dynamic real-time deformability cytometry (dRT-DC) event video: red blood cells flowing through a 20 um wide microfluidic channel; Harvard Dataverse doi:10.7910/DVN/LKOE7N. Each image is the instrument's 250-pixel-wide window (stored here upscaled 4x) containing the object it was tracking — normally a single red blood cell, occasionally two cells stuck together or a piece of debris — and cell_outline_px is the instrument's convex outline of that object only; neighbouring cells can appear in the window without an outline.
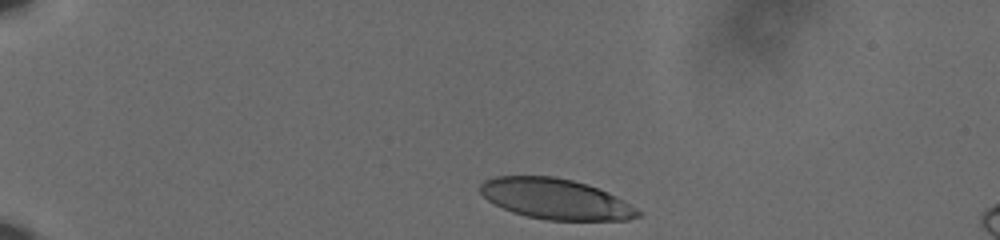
{"species": "human", "species_latin": "Homo sapiens", "temperature_condition": "cold", "stored_images_in_passage": 39, "camera_frame_rate_fps": 3000, "um_per_image_px": 0.085, "donor": {"sex": "male"}, "frame": {"image": 1, "passage_image": 1, "time_ms": 0.0, "image_size_px": [1000, 240], "cell_outline_px": [[644, 212], [640, 216], [628, 220], [548, 220], [528, 216], [512, 212], [488, 200], [480, 192], [480, 184], [484, 180], [496, 176], [556, 176], [588, 184], [608, 192], [624, 200]], "centroid_in_image_um": [47.27, 16.91], "position_along_channel_um": 37.7, "area_um2": 37.34}}
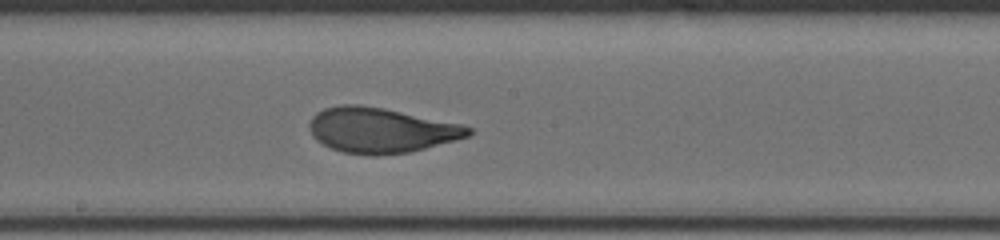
{"frame": {"image": 2, "passage_image": 22, "time_ms": 7.0, "image_size_px": [1000, 240], "cell_outline_px": [[472, 132], [468, 136], [456, 140], [408, 152], [372, 156], [344, 152], [332, 148], [316, 140], [312, 136], [308, 128], [308, 124], [312, 116], [316, 112], [324, 108], [340, 104], [360, 104], [384, 108], [464, 124], [472, 128]], "centroid_in_image_um": [32.35, 11.05], "position_along_channel_um": 215.8, "area_um2": 42.02}}
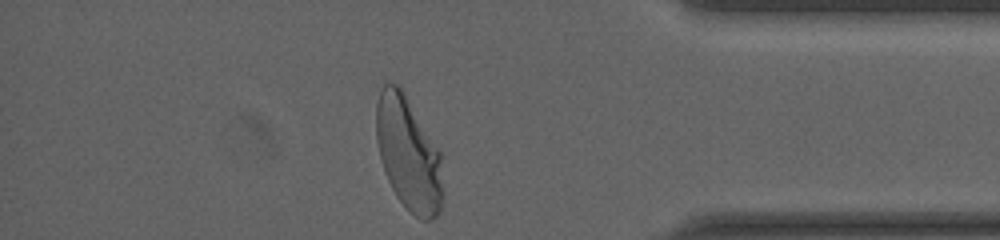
{"frame": {"image": 3, "passage_image": 39, "time_ms": 12.667, "image_size_px": [1000, 240], "cell_outline_px": [[444, 192], [440, 212], [432, 220], [424, 220], [416, 216], [396, 196], [384, 172], [380, 160], [376, 140], [376, 104], [380, 88], [384, 84], [396, 84], [400, 88], [444, 156]], "centroid_in_image_um": [34.76, 13.11], "position_along_channel_um": 400.4, "area_um2": 44.68}, "authors_computed_cell_mechanics": {"area_um2": 41.0958, "velocity_mm_per_s": 3.5974, "shape_relaxation_time_tau1_ms": 3.0608, "shape_relaxation_time_tau2_ms": null, "deformation_change_tau1": 0.174, "deformation_change_tau2": null}}